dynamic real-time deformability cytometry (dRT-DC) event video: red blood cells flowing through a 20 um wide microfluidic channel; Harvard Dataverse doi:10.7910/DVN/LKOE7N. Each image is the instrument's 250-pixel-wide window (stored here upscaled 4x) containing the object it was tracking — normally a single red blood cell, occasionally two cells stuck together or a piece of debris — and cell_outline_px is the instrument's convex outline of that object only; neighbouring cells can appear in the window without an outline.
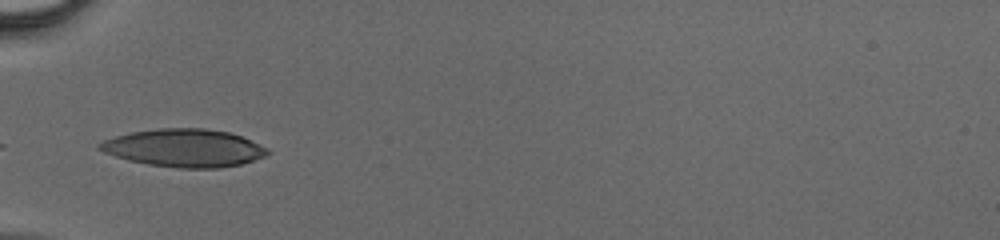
{"species": "human", "species_latin": "Homo sapiens", "temperature_condition": "cold", "stored_images_in_passage": 3, "camera_frame_rate_fps": 3000, "um_per_image_px": 0.085, "donor": {"sex": "male"}, "frame": {"image": 1, "passage_image": 1, "time_ms": 0.0, "image_size_px": [1000, 240], "cell_outline_px": [[272, 152], [264, 156], [240, 164], [220, 168], [176, 168], [148, 164], [128, 160], [104, 152], [96, 148], [96, 144], [104, 140], [116, 136], [132, 132], [160, 128], [204, 128], [228, 132], [240, 136], [260, 144], [268, 148]], "centroid_in_image_um": [15.65, 12.58], "position_along_channel_um": 69.4, "area_um2": 36.93}}